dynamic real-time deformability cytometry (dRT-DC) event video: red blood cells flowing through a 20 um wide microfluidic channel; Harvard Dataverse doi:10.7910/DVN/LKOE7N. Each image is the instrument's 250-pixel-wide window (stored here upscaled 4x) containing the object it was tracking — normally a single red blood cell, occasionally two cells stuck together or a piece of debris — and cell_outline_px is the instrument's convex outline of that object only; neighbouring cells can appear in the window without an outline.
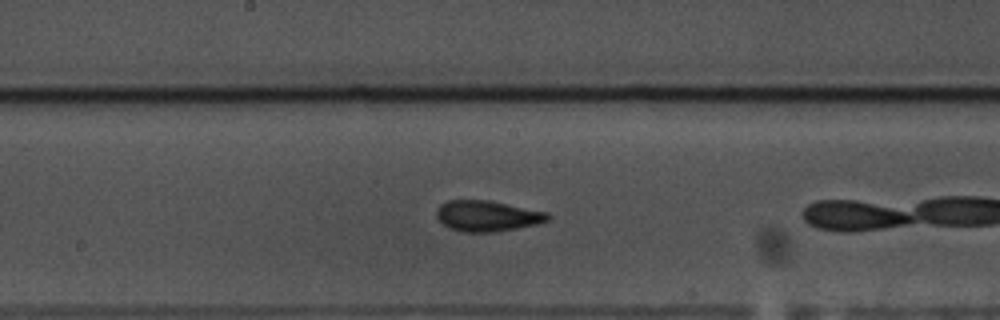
{"species": "common noctule bat (a hibernating species)", "species_latin": "Nyctalus noctula", "temperature_condition": "warm", "stored_images_in_passage": 37, "camera_frame_rate_fps": 3000, "um_per_image_px": 0.085, "animal": {"sex": "male", "body_mass_g": 17.5, "forearm_length_mm": 52.3}, "frame": {"image": 1, "passage_image": 22, "time_ms": 7.0, "image_size_px": [1000, 320], "cell_outline_px": [[552, 216], [548, 220], [536, 224], [516, 228], [492, 232], [464, 232], [448, 228], [436, 216], [436, 208], [440, 204], [448, 200], [488, 200], [548, 212]], "centroid_in_image_um": [41.4, 18.35], "position_along_channel_um": 206.8, "area_um2": 19.94}}